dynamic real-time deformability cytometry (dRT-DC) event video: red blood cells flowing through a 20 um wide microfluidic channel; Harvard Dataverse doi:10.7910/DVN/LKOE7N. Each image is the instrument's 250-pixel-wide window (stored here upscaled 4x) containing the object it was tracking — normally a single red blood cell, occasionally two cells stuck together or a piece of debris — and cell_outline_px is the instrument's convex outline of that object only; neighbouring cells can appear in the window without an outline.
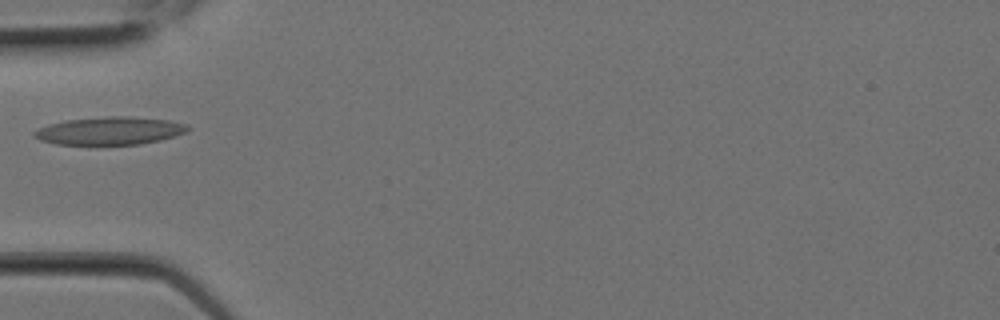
{"species": "Egyptian fruit bat (a non-hibernating species)", "species_latin": "Rousettus aegyptiacus", "temperature_condition": "room temperature", "stored_images_in_passage": 9, "camera_frame_rate_fps": 3000, "um_per_image_px": 0.085, "animal": {"sex": "female"}, "frame": {"image": 1, "passage_image": 7, "time_ms": 2.0, "image_size_px": [1000, 320], "cell_outline_px": [[188, 132], [160, 140], [140, 144], [56, 144], [40, 140], [32, 136], [32, 132], [48, 124], [64, 120], [108, 116], [124, 116], [168, 120], [188, 124]], "centroid_in_image_um": [9.31, 11.11], "position_along_channel_um": 75.7, "area_um2": 24.85}}
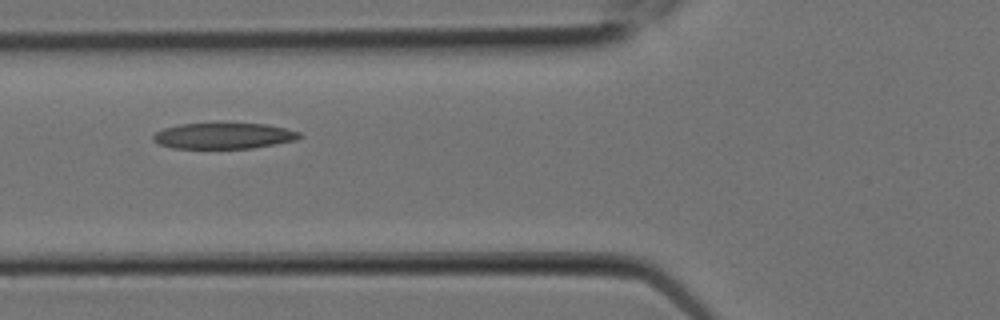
{"frame": {"image": 2, "passage_image": 8, "time_ms": 2.333, "image_size_px": [1000, 320], "cell_outline_px": [[304, 136], [296, 140], [252, 148], [172, 148], [160, 144], [152, 140], [152, 136], [156, 132], [164, 128], [180, 124], [264, 124], [284, 128], [300, 132]], "centroid_in_image_um": [19.01, 11.55], "position_along_channel_um": 106.8, "area_um2": 21.85}}
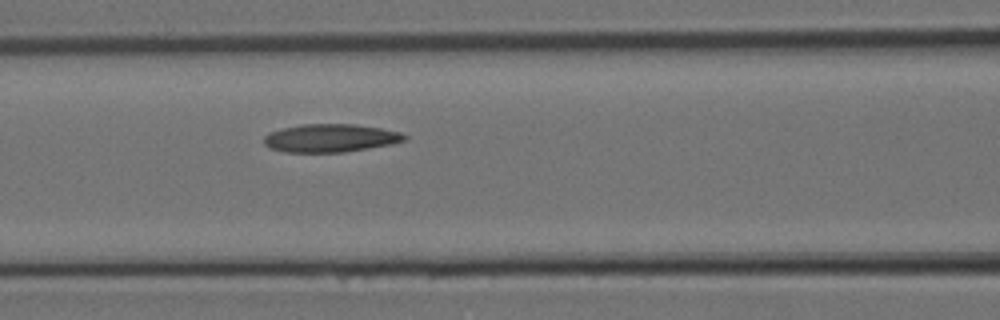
{"frame": {"image": 3, "passage_image": 9, "time_ms": 2.667, "image_size_px": [1000, 320], "cell_outline_px": [[408, 136], [404, 140], [392, 144], [344, 152], [284, 152], [268, 148], [264, 144], [264, 136], [268, 132], [280, 128], [304, 124], [356, 124], [380, 128], [400, 132]], "centroid_in_image_um": [28.04, 11.73], "position_along_channel_um": 138.6, "area_um2": 23.12}}